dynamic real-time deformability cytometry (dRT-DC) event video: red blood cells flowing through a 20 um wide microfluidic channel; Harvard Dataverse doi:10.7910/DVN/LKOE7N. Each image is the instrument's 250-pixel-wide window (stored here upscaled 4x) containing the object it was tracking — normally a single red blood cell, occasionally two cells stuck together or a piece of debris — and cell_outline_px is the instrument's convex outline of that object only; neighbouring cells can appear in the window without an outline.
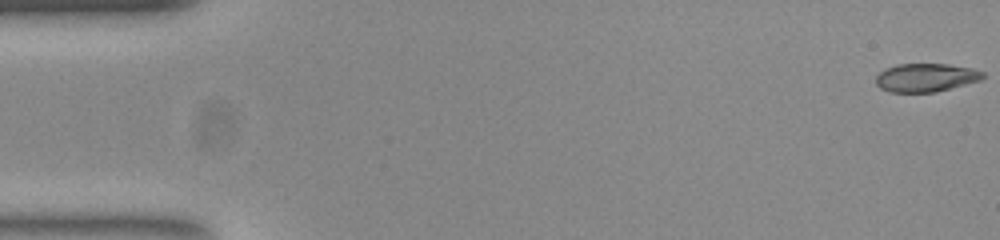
{"species": "common noctule bat (a hibernating species)", "species_latin": "Nyctalus noctula", "temperature_condition": "room temperature", "stored_images_in_passage": 53, "camera_frame_rate_fps": 3000, "um_per_image_px": 0.085, "animal": {"sex": "female", "body_mass_g": 23.0, "forearm_length_mm": 53.4}, "frame": {"image": 1, "passage_image": 1, "time_ms": 0.0, "image_size_px": [1000, 240], "cell_outline_px": [[984, 76], [980, 80], [936, 92], [892, 92], [880, 88], [876, 84], [876, 76], [884, 68], [896, 64], [948, 64], [972, 68], [984, 72]], "centroid_in_image_um": [78.68, 6.59], "position_along_channel_um": 6.3, "area_um2": 17.69}}
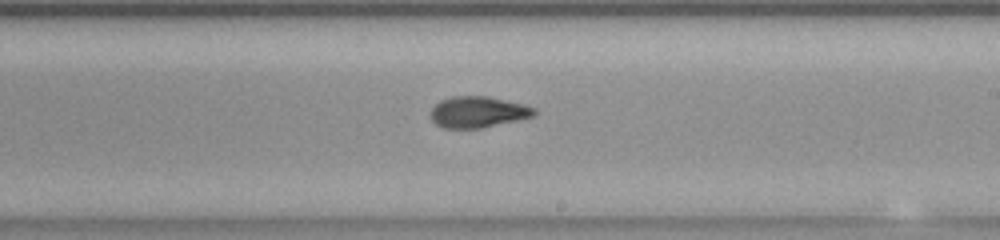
{"frame": {"image": 2, "passage_image": 31, "time_ms": 10.0, "image_size_px": [1000, 240], "cell_outline_px": [[536, 116], [480, 128], [444, 128], [436, 124], [428, 116], [432, 108], [440, 100], [452, 96], [488, 96], [524, 104], [536, 108]], "centroid_in_image_um": [40.62, 9.51], "position_along_channel_um": 248.4, "area_um2": 18.96}}
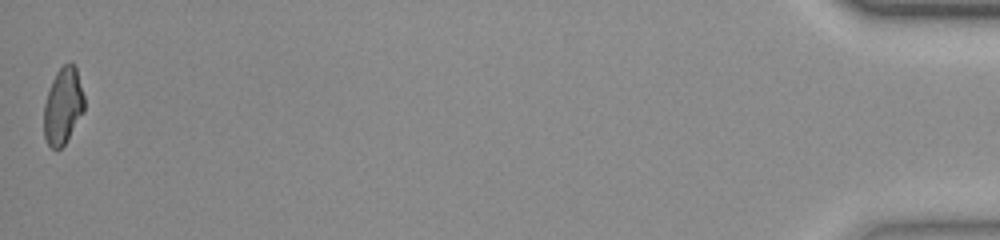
{"frame": {"image": 3, "passage_image": 53, "time_ms": 17.333, "image_size_px": [1000, 240], "cell_outline_px": [[84, 112], [64, 144], [60, 148], [52, 148], [48, 144], [44, 136], [44, 104], [52, 80], [56, 72], [68, 60], [76, 68], [84, 96]], "centroid_in_image_um": [5.36, 8.99], "position_along_channel_um": 429.8, "area_um2": 17.86}, "authors_computed_cell_mechanics": {"area_um2": 18.8428, "velocity_mm_per_s": 3.8628, "shape_relaxation_time_tau1_ms": 11.3915, "shape_relaxation_time_tau2_ms": 1.5437, "deformation_change_tau1": 0.2686, "deformation_change_tau2": 0.0601}}